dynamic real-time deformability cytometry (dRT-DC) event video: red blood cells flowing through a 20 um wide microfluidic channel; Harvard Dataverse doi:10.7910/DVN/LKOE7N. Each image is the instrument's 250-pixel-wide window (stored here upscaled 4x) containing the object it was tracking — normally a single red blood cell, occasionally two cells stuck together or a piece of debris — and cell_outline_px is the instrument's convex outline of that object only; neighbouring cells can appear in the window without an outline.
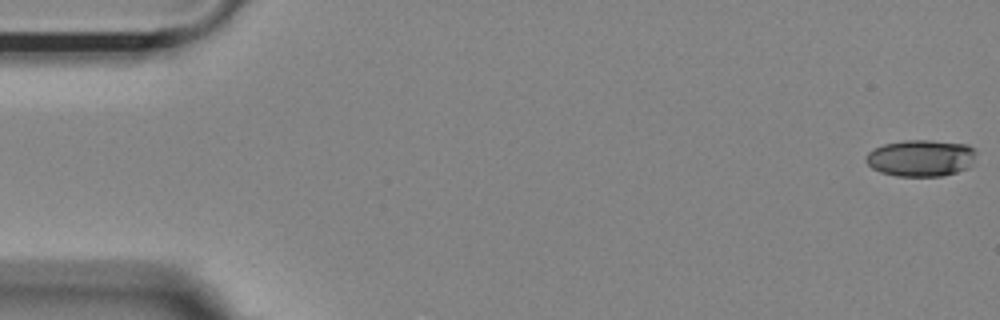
{"species": "Egyptian fruit bat (a non-hibernating species)", "species_latin": "Rousettus aegyptiacus", "temperature_condition": "room temperature", "stored_images_in_passage": 55, "camera_frame_rate_fps": 3000, "um_per_image_px": 0.085, "animal": {"sex": "female"}, "frame": {"image": 1, "passage_image": 1, "time_ms": 0.0, "image_size_px": [1000, 320], "cell_outline_px": [[976, 152], [968, 168], [956, 172], [940, 176], [896, 176], [880, 172], [872, 168], [864, 160], [868, 152], [884, 144], [904, 140], [928, 140], [968, 144]], "centroid_in_image_um": [78.25, 13.43], "position_along_channel_um": 6.8, "area_um2": 23.47}}
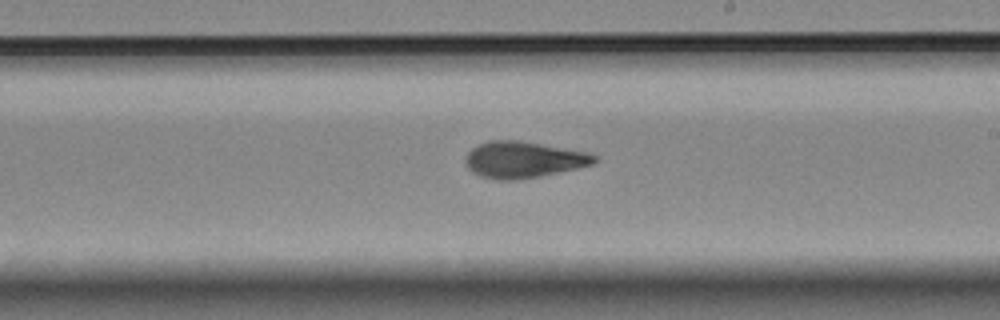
{"frame": {"image": 2, "passage_image": 32, "time_ms": 10.333, "image_size_px": [1000, 320], "cell_outline_px": [[596, 160], [592, 164], [576, 168], [536, 176], [512, 180], [500, 180], [480, 176], [472, 172], [468, 168], [468, 152], [472, 148], [488, 140], [520, 140], [588, 152], [596, 156]], "centroid_in_image_um": [44.48, 13.55], "position_along_channel_um": 244.5, "area_um2": 26.76}}
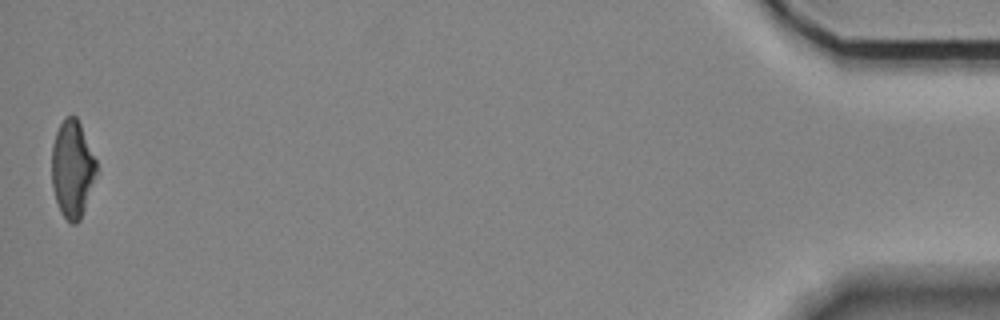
{"frame": {"image": 3, "passage_image": 55, "time_ms": 18.0, "image_size_px": [1000, 320], "cell_outline_px": [[100, 172], [80, 220], [76, 224], [72, 224], [60, 212], [52, 188], [52, 144], [56, 132], [64, 116], [76, 116], [80, 124], [96, 160]], "centroid_in_image_um": [6.18, 14.39], "position_along_channel_um": 429.0, "area_um2": 25.78}, "authors_computed_cell_mechanics": {"area_um2": 26.1834, "velocity_mm_per_s": 3.6198, "shape_relaxation_time_tau1_ms": 5.0057, "shape_relaxation_time_tau2_ms": 2.2615, "deformation_change_tau1": 0.1693, "deformation_change_tau2": 0.0952}}